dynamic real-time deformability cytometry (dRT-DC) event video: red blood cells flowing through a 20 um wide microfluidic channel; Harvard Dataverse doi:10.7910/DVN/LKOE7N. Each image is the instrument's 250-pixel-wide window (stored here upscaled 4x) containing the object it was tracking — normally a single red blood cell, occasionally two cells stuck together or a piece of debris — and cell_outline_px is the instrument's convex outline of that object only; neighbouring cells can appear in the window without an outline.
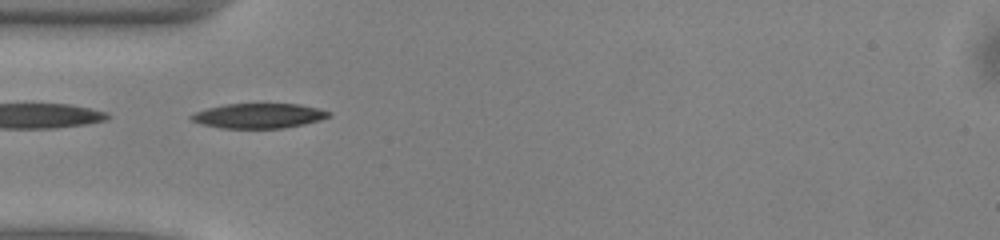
{"species": "common noctule bat (a hibernating species)", "species_latin": "Nyctalus noctula", "temperature_condition": "warm", "stored_images_in_passage": 33, "camera_frame_rate_fps": 3000, "um_per_image_px": 0.085, "animal": {"sex": "male", "body_mass_g": 13.0, "forearm_length_mm": 53.1}, "frame": {"image": 1, "passage_image": 1, "time_ms": 0.0, "image_size_px": [1000, 240], "cell_outline_px": [[332, 116], [320, 120], [304, 124], [284, 128], [220, 128], [204, 124], [192, 120], [188, 116], [196, 112], [208, 108], [224, 104], [300, 104], [320, 108], [332, 112]], "centroid_in_image_um": [22.06, 9.84], "position_along_channel_um": 62.9, "area_um2": 19.94}}
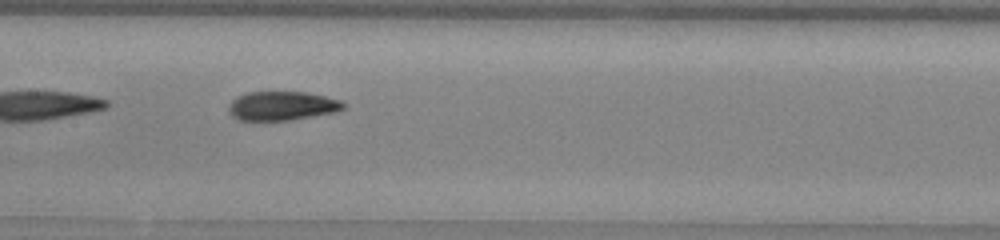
{"frame": {"image": 2, "passage_image": 10, "time_ms": 3.0, "image_size_px": [1000, 240], "cell_outline_px": [[344, 108], [336, 112], [288, 120], [236, 120], [228, 112], [228, 108], [232, 100], [236, 96], [248, 92], [304, 92], [324, 96], [340, 100], [344, 104]], "centroid_in_image_um": [23.93, 9.0], "position_along_channel_um": 183.5, "area_um2": 19.31}, "authors_computed_cell_mechanics": {"area_um2": 19.7676, "velocity_mm_per_s": 4.0356, "shape_relaxation_time_tau1_ms": 2.9407, "shape_relaxation_time_tau2_ms": 2.1306, "deformation_change_tau1": 0.1566, "deformation_change_tau2": 0.0952}}